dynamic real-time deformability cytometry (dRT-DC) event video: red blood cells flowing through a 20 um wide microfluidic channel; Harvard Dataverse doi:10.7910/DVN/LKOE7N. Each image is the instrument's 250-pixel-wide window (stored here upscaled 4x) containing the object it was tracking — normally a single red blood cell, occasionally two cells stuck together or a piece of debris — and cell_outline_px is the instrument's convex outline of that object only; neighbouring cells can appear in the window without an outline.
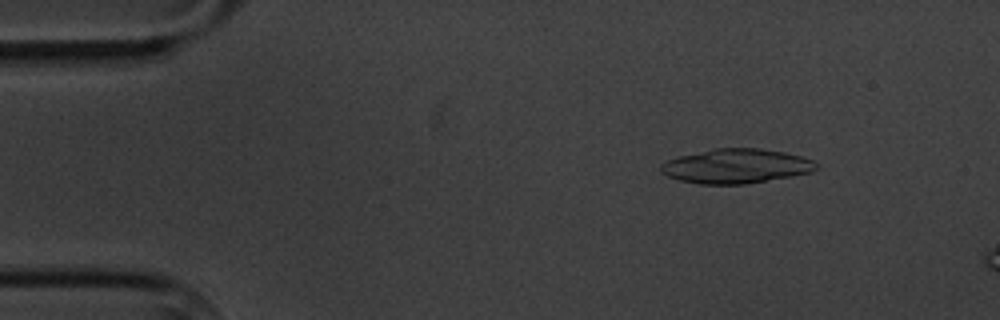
{"species": "common noctule bat (a hibernating species)", "species_latin": "Nyctalus noctula", "temperature_condition": "cold", "stored_images_in_passage": 3, "camera_frame_rate_fps": 3000, "um_per_image_px": 0.085, "animal": {"sex": "male", "body_mass_g": 20.1, "forearm_length_mm": 53.5}, "frame": {"image": 1, "passage_image": 1, "time_ms": 0.0, "image_size_px": [1000, 320], "cell_outline_px": [[820, 168], [812, 172], [792, 176], [744, 184], [700, 184], [680, 180], [668, 176], [660, 172], [660, 164], [668, 160], [680, 156], [716, 148], [760, 148], [784, 152], [800, 156], [812, 160], [820, 164]], "centroid_in_image_um": [62.61, 14.12], "position_along_channel_um": 22.4, "area_um2": 31.15}}